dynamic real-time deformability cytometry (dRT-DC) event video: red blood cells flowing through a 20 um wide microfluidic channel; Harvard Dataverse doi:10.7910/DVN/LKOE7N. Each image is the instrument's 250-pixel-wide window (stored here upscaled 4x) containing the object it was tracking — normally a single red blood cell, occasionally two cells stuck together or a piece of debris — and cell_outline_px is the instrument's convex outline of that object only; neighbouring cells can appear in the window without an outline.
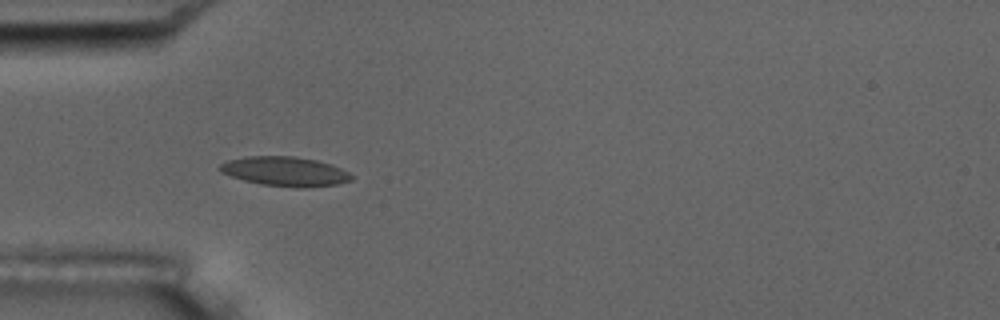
{"species": "common noctule bat (a hibernating species)", "species_latin": "Nyctalus noctula", "temperature_condition": "room temperature", "stored_images_in_passage": 4, "camera_frame_rate_fps": 3000, "um_per_image_px": 0.085, "animal": {"sex": "male", "body_mass_g": 17.5, "forearm_length_mm": 52.3}, "frame": {"image": 1, "passage_image": 4, "time_ms": 3.667, "image_size_px": [1000, 320], "cell_outline_px": [[352, 180], [336, 184], [304, 188], [300, 188], [260, 184], [244, 180], [220, 172], [216, 168], [220, 164], [228, 160], [248, 156], [296, 156], [316, 160], [332, 164], [348, 172], [352, 176]], "centroid_in_image_um": [24.21, 14.56], "position_along_channel_um": 60.8, "area_um2": 22.6}}